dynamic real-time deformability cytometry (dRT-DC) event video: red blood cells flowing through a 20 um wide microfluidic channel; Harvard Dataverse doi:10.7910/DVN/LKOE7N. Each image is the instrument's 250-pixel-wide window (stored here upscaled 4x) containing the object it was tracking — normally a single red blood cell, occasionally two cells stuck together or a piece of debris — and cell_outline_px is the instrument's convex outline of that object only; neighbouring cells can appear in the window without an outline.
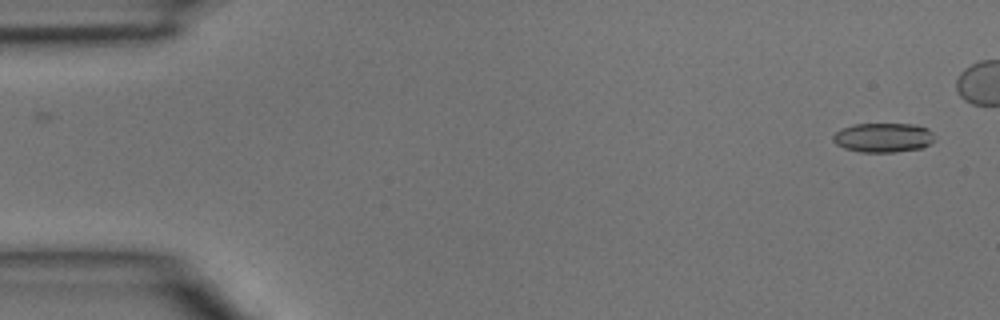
{"species": "common noctule bat (a hibernating species)", "species_latin": "Nyctalus noctula", "temperature_condition": "room temperature", "stored_images_in_passage": 35, "camera_frame_rate_fps": 3000, "um_per_image_px": 0.085, "animal": {"sex": "male", "body_mass_g": 15.6}, "frame": {"image": 1, "passage_image": 1, "time_ms": 0.0, "image_size_px": [1000, 320], "cell_outline_px": [[932, 140], [928, 144], [920, 148], [892, 152], [860, 152], [844, 148], [836, 144], [832, 140], [832, 136], [836, 132], [852, 124], [912, 124], [928, 128], [932, 132]], "centroid_in_image_um": [75.02, 11.69], "position_along_channel_um": 10.0, "area_um2": 17.17}}
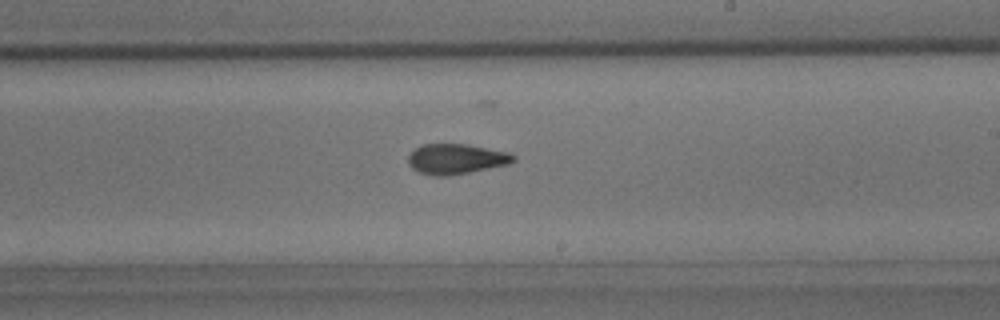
{"frame": {"image": 2, "passage_image": 25, "time_ms": 8.0, "image_size_px": [1000, 320], "cell_outline_px": [[516, 160], [508, 164], [448, 176], [432, 176], [420, 172], [412, 168], [408, 164], [408, 156], [416, 148], [424, 144], [464, 144], [508, 152], [516, 156]], "centroid_in_image_um": [38.76, 13.52], "position_along_channel_um": 250.2, "area_um2": 18.32}}